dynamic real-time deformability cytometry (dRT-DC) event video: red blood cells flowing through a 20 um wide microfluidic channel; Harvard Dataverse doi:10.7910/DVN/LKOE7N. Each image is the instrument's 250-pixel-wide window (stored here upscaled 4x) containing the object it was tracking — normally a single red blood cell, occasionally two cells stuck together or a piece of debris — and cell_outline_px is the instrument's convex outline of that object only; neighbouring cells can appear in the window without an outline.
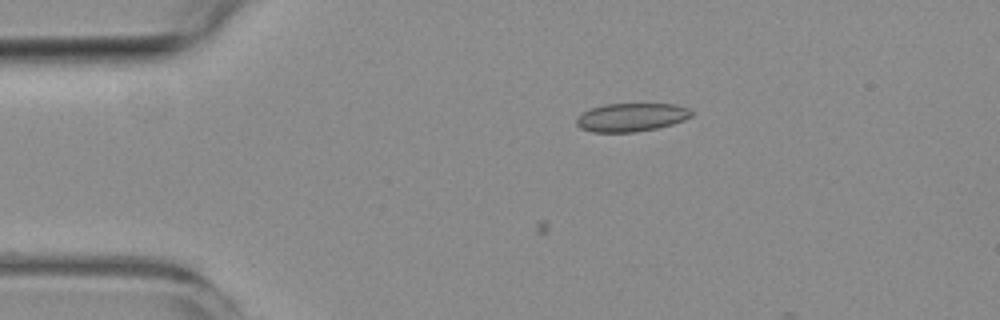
{"species": "common noctule bat (a hibernating species)", "species_latin": "Nyctalus noctula", "temperature_condition": "room temperature", "stored_images_in_passage": 7, "camera_frame_rate_fps": 3000, "um_per_image_px": 0.085, "animal": {"sex": "female", "body_mass_g": 19.3, "forearm_length_mm": 54.1}, "frame": {"image": 1, "passage_image": 2, "time_ms": 2.0, "image_size_px": [1000, 320], "cell_outline_px": [[692, 116], [684, 120], [672, 124], [656, 128], [636, 132], [592, 132], [580, 128], [576, 124], [576, 116], [592, 108], [604, 104], [676, 104], [688, 108], [692, 112]], "centroid_in_image_um": [53.65, 9.97], "position_along_channel_um": 31.4, "area_um2": 19.02}}
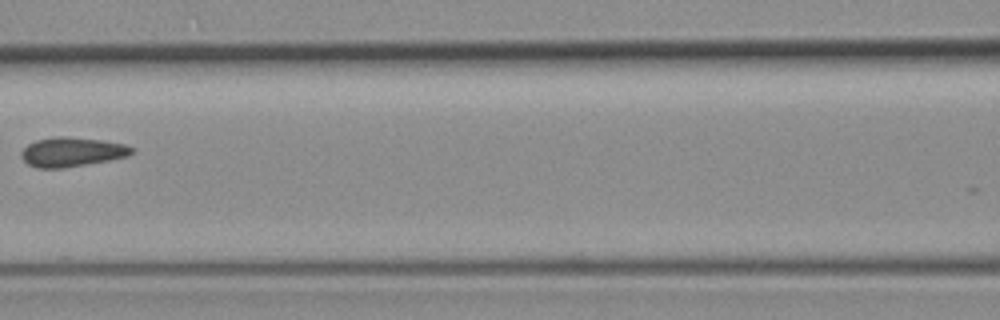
{"frame": {"image": 2, "passage_image": 6, "time_ms": 6.667, "image_size_px": [1000, 320], "cell_outline_px": [[136, 152], [128, 156], [108, 160], [64, 168], [36, 168], [28, 164], [20, 156], [20, 152], [28, 144], [36, 140], [56, 136], [64, 136], [100, 140], [124, 144], [132, 148]], "centroid_in_image_um": [6.08, 12.92], "position_along_channel_um": 160.5, "area_um2": 18.84}}
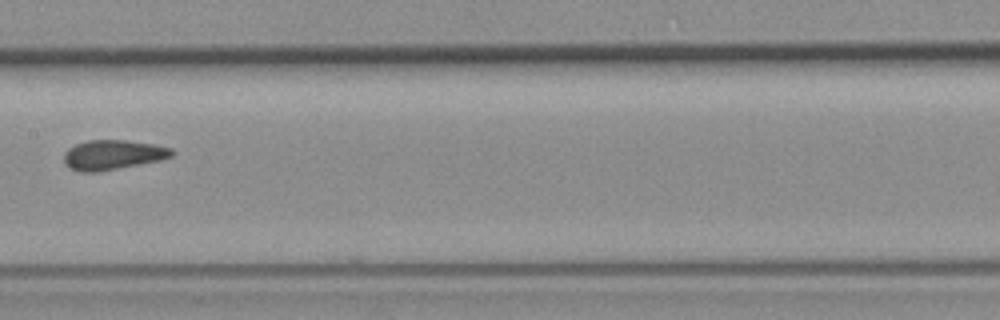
{"frame": {"image": 3, "passage_image": 7, "time_ms": 7.667, "image_size_px": [1000, 320], "cell_outline_px": [[176, 152], [172, 156], [160, 160], [96, 172], [80, 172], [64, 164], [64, 152], [68, 148], [76, 144], [88, 140], [124, 140], [152, 144], [172, 148]], "centroid_in_image_um": [9.58, 13.15], "position_along_channel_um": 197.8, "area_um2": 18.55}}